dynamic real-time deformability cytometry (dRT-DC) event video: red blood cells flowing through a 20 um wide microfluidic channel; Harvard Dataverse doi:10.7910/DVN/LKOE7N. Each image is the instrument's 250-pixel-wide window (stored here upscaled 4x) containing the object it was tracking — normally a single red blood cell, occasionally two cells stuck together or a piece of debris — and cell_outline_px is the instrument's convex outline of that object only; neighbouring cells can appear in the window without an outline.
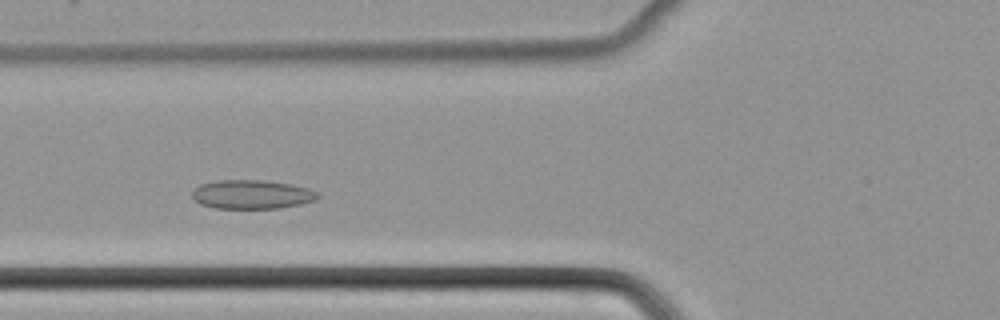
{"species": "common noctule bat (a hibernating species)", "species_latin": "Nyctalus noctula", "temperature_condition": "cold", "stored_images_in_passage": 44, "camera_frame_rate_fps": 3000, "um_per_image_px": 0.085, "animal": {"sex": "female", "body_mass_g": 22.7, "forearm_length_mm": 54.2}, "frame": {"image": 1, "passage_image": 12, "time_ms": 3.667, "image_size_px": [1000, 320], "cell_outline_px": [[320, 196], [316, 200], [300, 204], [280, 208], [216, 208], [200, 204], [192, 196], [192, 192], [200, 184], [216, 180], [260, 180], [288, 184], [308, 188], [320, 192]], "centroid_in_image_um": [21.43, 16.52], "position_along_channel_um": 104.4, "area_um2": 21.1}}
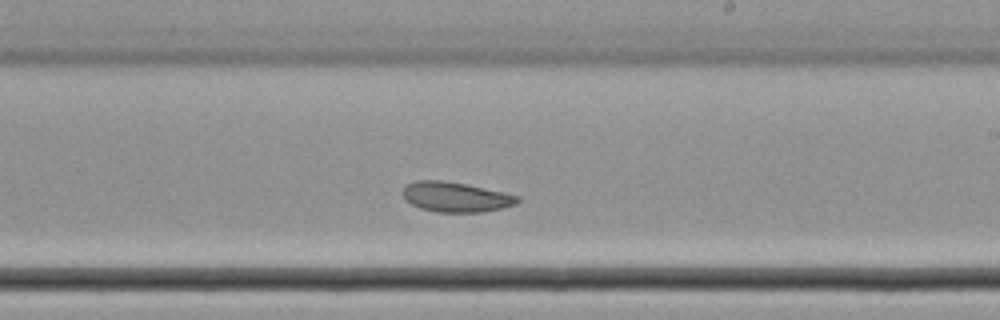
{"frame": {"image": 2, "passage_image": 23, "time_ms": 7.333, "image_size_px": [1000, 320], "cell_outline_px": [[520, 200], [516, 204], [500, 208], [480, 212], [436, 212], [420, 208], [404, 200], [404, 188], [408, 184], [416, 180], [444, 180], [504, 192], [520, 196]], "centroid_in_image_um": [38.74, 16.74], "position_along_channel_um": 250.3, "area_um2": 19.88}}
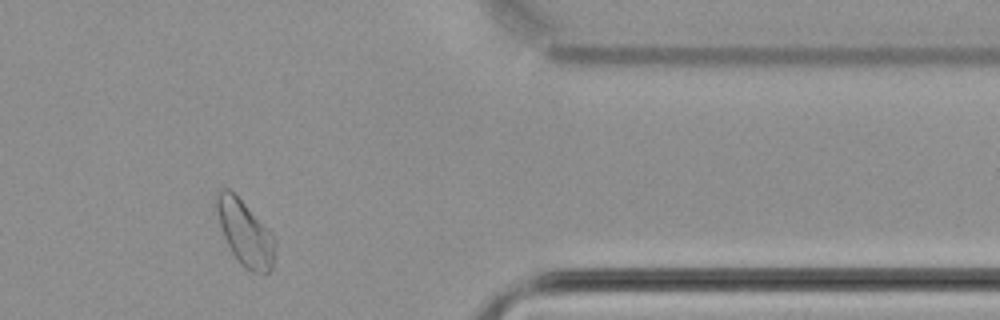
{"frame": {"image": 3, "passage_image": 35, "time_ms": 11.333, "image_size_px": [1000, 320], "cell_outline_px": [[276, 244], [272, 268], [268, 272], [252, 272], [244, 268], [236, 260], [224, 236], [216, 212], [212, 196], [220, 188], [228, 188], [272, 232], [276, 240]], "centroid_in_image_um": [20.8, 19.78], "position_along_channel_um": 390.6, "area_um2": 22.31}}